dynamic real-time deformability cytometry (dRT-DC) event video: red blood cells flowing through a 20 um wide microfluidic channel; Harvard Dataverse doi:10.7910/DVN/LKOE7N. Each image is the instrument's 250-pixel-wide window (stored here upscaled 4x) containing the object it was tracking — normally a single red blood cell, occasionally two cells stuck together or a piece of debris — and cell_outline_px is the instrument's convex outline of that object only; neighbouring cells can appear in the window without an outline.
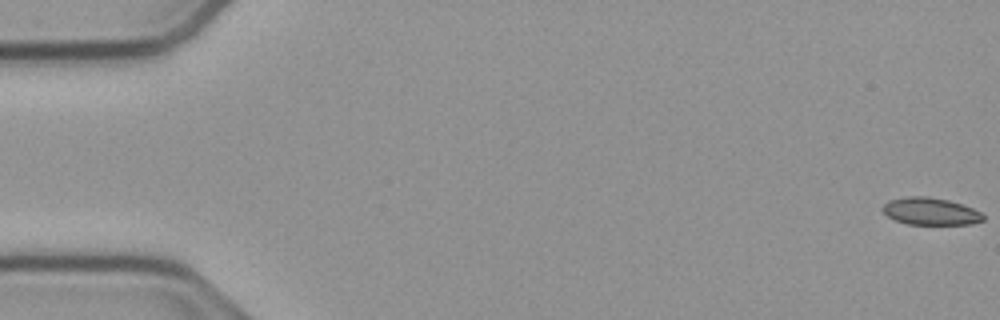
{"species": "common noctule bat (a hibernating species)", "species_latin": "Nyctalus noctula", "temperature_condition": "cold", "stored_images_in_passage": 54, "camera_frame_rate_fps": 3000, "um_per_image_px": 0.085, "animal": {"sex": "male", "body_mass_g": 23.1, "forearm_length_mm": 52.7}, "frame": {"image": 1, "passage_image": 1, "time_ms": 0.0, "image_size_px": [1000, 320], "cell_outline_px": [[984, 220], [972, 224], [908, 224], [896, 220], [888, 216], [880, 208], [888, 200], [908, 196], [928, 196], [948, 200], [972, 208], [980, 212], [984, 216]], "centroid_in_image_um": [79.07, 17.96], "position_along_channel_um": 5.9, "area_um2": 15.9}}
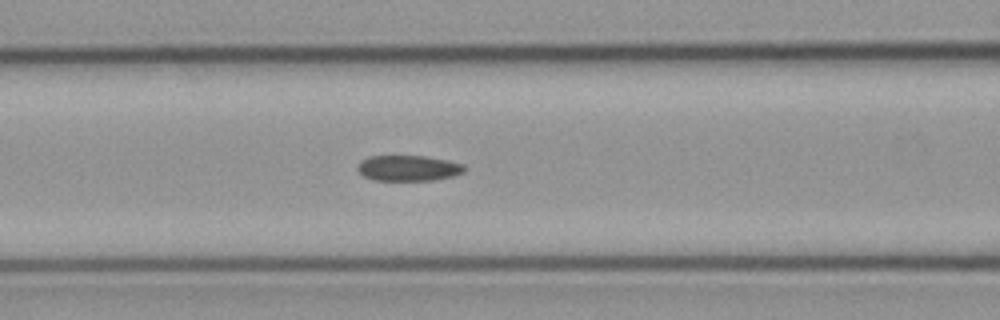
{"frame": {"image": 2, "passage_image": 23, "time_ms": 7.333, "image_size_px": [1000, 320], "cell_outline_px": [[464, 172], [452, 176], [432, 180], [376, 180], [364, 176], [356, 168], [360, 160], [368, 156], [424, 156], [448, 160], [464, 164]], "centroid_in_image_um": [34.69, 14.28], "position_along_channel_um": 131.9, "area_um2": 15.9}}
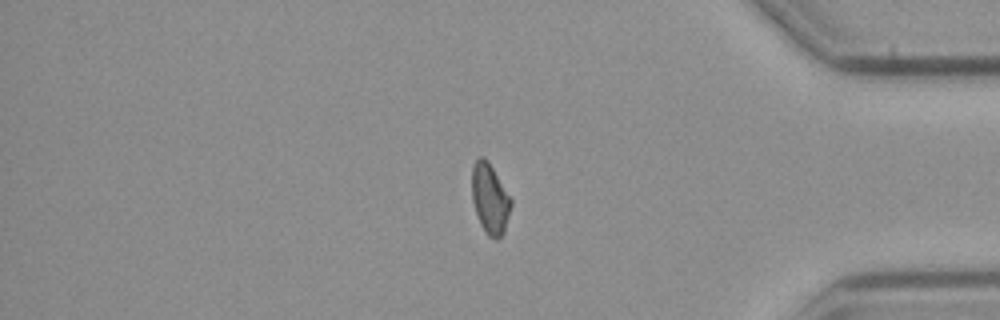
{"frame": {"image": 3, "passage_image": 46, "time_ms": 15.0, "image_size_px": [1000, 320], "cell_outline_px": [[512, 204], [504, 232], [496, 240], [488, 236], [484, 232], [480, 224], [472, 200], [472, 164], [480, 156], [484, 156], [488, 160], [512, 200]], "centroid_in_image_um": [41.64, 16.88], "position_along_channel_um": 393.6, "area_um2": 16.07}, "authors_computed_cell_mechanics": {"area_um2": 16.5597, "velocity_mm_per_s": 3.799, "shape_relaxation_time_tau1_ms": null, "shape_relaxation_time_tau2_ms": 2.8944, "deformation_change_tau1": null, "deformation_change_tau2": 0.0609}}